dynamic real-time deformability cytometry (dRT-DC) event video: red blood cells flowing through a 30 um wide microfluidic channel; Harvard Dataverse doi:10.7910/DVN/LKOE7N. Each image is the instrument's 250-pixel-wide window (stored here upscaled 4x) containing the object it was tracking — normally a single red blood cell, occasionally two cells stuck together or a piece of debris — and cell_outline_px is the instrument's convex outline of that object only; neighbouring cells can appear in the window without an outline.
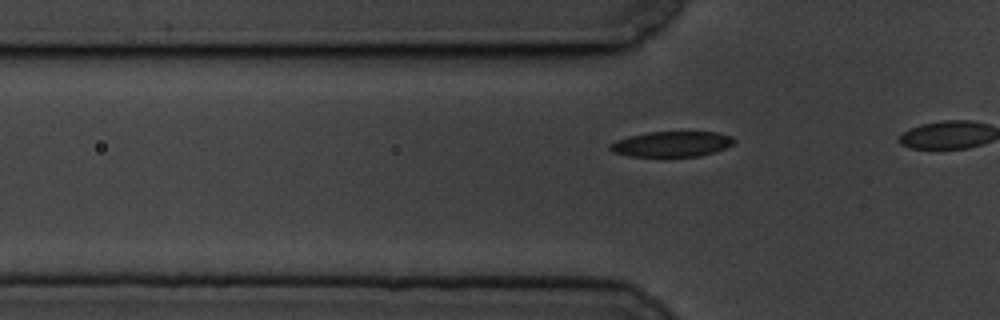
{"species": "common noctule bat (a hibernating species)", "species_latin": "Nyctalus noctula", "temperature_condition": "cold", "stored_images_in_passage": 15, "camera_frame_rate_fps": 3000, "um_per_image_px": 0.085, "animal": {"sex": "male", "body_mass_g": 19.5, "forearm_length_mm": 54.6}, "frame": {"image": 1, "passage_image": 9, "time_ms": 2.667, "image_size_px": [1000, 320], "cell_outline_px": [[736, 140], [732, 144], [724, 148], [700, 156], [628, 156], [612, 152], [608, 148], [608, 144], [616, 140], [628, 136], [648, 132], [716, 132], [732, 136]], "centroid_in_image_um": [57.04, 12.24], "position_along_channel_um": 68.8, "area_um2": 18.32}}
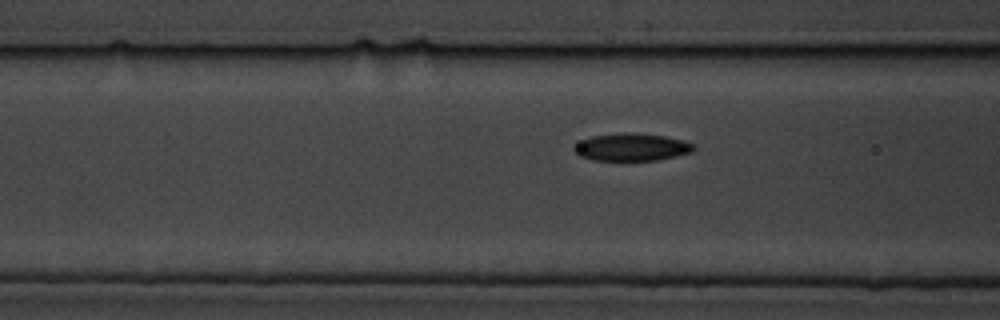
{"frame": {"image": 2, "passage_image": 13, "time_ms": 4.0, "image_size_px": [1000, 320], "cell_outline_px": [[696, 148], [692, 152], [676, 156], [656, 160], [592, 160], [580, 156], [572, 148], [584, 140], [592, 136], [628, 132], [664, 136], [684, 140], [692, 144]], "centroid_in_image_um": [53.72, 12.51], "position_along_channel_um": 112.9, "area_um2": 18.9}}